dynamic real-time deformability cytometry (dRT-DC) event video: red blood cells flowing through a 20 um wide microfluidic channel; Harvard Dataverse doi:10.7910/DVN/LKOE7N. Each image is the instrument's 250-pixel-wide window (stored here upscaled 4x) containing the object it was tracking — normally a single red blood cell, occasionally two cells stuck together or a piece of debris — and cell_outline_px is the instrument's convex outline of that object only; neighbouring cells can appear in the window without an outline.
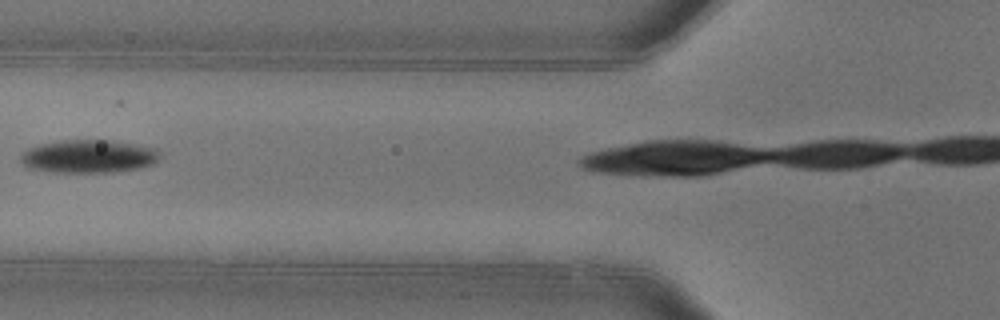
{"species": "common noctule bat (a hibernating species)", "species_latin": "Nyctalus noctula", "temperature_condition": "warm", "stored_images_in_passage": 3, "camera_frame_rate_fps": 3000, "um_per_image_px": 0.085, "animal": {"sex": "female"}, "frame": {"image": 1, "passage_image": 2, "time_ms": 0.333, "image_size_px": [1000, 320], "cell_outline_px": [[160, 156], [152, 164], [136, 168], [112, 172], [52, 172], [24, 168], [20, 160], [20, 152], [28, 148], [40, 144], [56, 140], [112, 140], [136, 144], [156, 148]], "centroid_in_image_um": [7.44, 13.28], "position_along_channel_um": 118.4, "area_um2": 27.11}}